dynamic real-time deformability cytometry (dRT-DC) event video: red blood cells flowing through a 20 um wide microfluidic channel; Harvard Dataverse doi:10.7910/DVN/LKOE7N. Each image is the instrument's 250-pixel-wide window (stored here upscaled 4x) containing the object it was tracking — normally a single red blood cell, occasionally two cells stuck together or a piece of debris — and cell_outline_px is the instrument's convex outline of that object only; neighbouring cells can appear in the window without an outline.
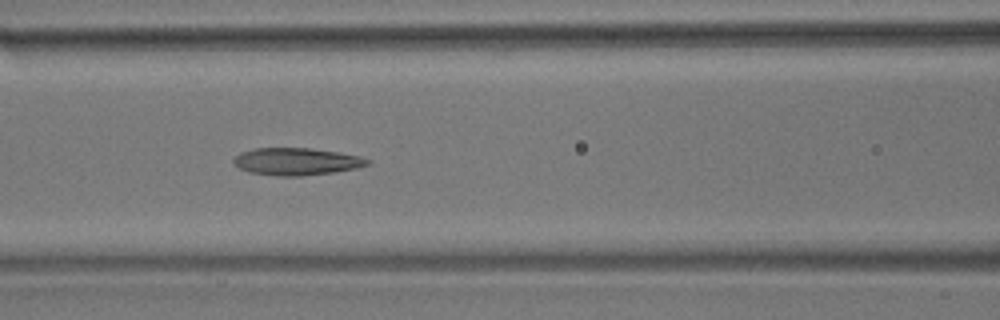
{"species": "common noctule bat (a hibernating species)", "species_latin": "Nyctalus noctula", "temperature_condition": "room temperature", "stored_images_in_passage": 15, "camera_frame_rate_fps": 3000, "um_per_image_px": 0.085, "animal": {"sex": "male", "body_mass_g": 17.9}, "frame": {"image": 1, "passage_image": 5, "time_ms": 1.333, "image_size_px": [1000, 320], "cell_outline_px": [[372, 160], [368, 164], [356, 168], [332, 172], [300, 176], [280, 176], [248, 172], [232, 164], [232, 160], [240, 152], [256, 148], [312, 148], [340, 152], [360, 156]], "centroid_in_image_um": [25.19, 13.72], "position_along_channel_um": 141.4, "area_um2": 21.33}}
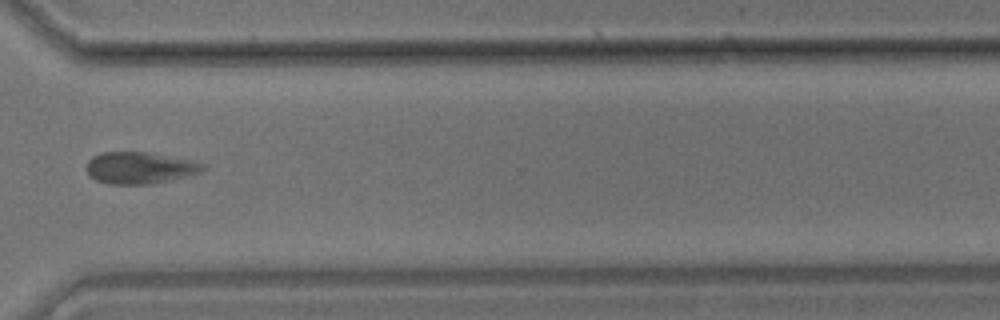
{"frame": {"image": 2, "passage_image": 11, "time_ms": 3.333, "image_size_px": [1000, 320], "cell_outline_px": [[208, 168], [200, 172], [168, 180], [148, 184], [108, 184], [96, 180], [88, 176], [84, 168], [88, 160], [92, 156], [100, 152], [144, 152], [204, 164]], "centroid_in_image_um": [11.75, 14.27], "position_along_channel_um": 358.9, "area_um2": 21.21}}
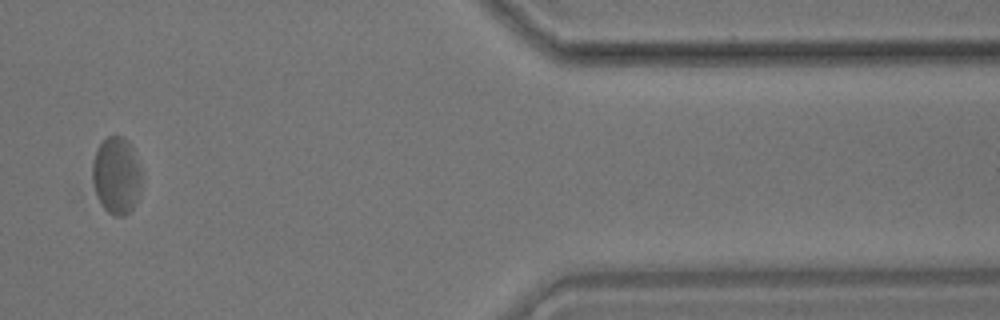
{"frame": {"image": 3, "passage_image": 13, "time_ms": 4.0, "image_size_px": [1000, 320], "cell_outline_px": [[140, 192], [136, 204], [124, 216], [116, 216], [108, 212], [100, 204], [96, 196], [92, 180], [92, 164], [96, 148], [108, 136], [120, 136], [128, 140], [132, 148], [140, 168]], "centroid_in_image_um": [9.87, 14.93], "position_along_channel_um": 401.5, "area_um2": 22.14}}